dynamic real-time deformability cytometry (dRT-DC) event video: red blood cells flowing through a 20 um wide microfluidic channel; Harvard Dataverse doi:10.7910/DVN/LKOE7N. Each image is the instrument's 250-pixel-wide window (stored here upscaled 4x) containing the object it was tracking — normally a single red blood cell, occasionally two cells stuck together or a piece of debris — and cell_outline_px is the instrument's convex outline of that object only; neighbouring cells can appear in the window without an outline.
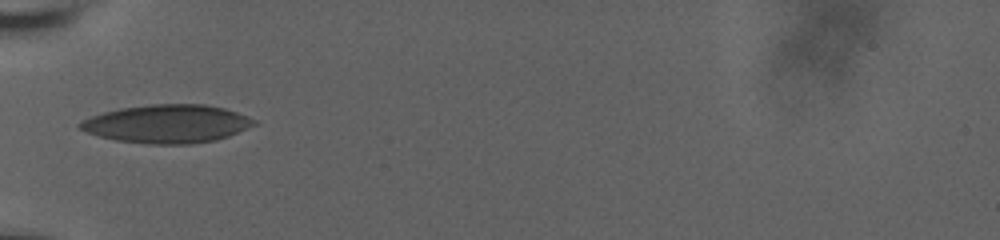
{"species": "human", "species_latin": "Homo sapiens", "temperature_condition": "room temperature", "stored_images_in_passage": 37, "camera_frame_rate_fps": 3000, "um_per_image_px": 0.085, "donor": {"sex": "male"}, "frame": {"image": 1, "passage_image": 1, "time_ms": 0.0, "image_size_px": [1000, 240], "cell_outline_px": [[256, 124], [228, 136], [216, 140], [192, 144], [148, 144], [116, 140], [100, 136], [88, 132], [80, 128], [76, 124], [80, 120], [104, 112], [120, 108], [148, 104], [204, 104], [224, 108], [248, 116], [256, 120]], "centroid_in_image_um": [14.2, 10.52], "position_along_channel_um": 70.8, "area_um2": 38.78}}
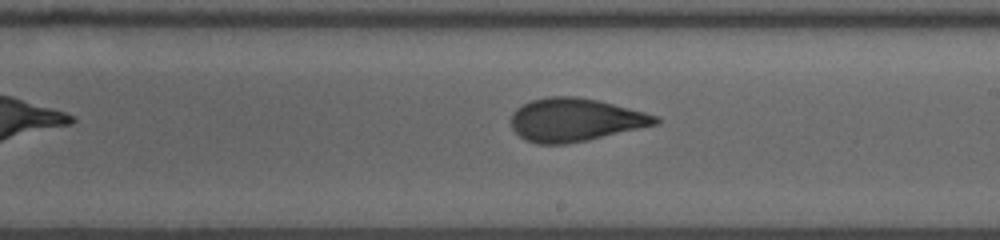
{"frame": {"image": 2, "passage_image": 15, "time_ms": 4.667, "image_size_px": [1000, 240], "cell_outline_px": [[660, 124], [588, 140], [564, 144], [536, 144], [524, 140], [512, 128], [512, 112], [516, 108], [532, 100], [548, 96], [576, 96], [596, 100], [660, 116]], "centroid_in_image_um": [48.9, 10.19], "position_along_channel_um": 240.1, "area_um2": 36.3}}
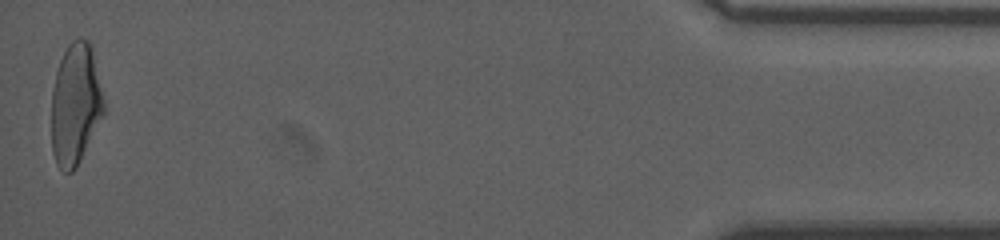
{"frame": {"image": 3, "passage_image": 37, "time_ms": 12.0, "image_size_px": [1000, 240], "cell_outline_px": [[104, 112], [76, 168], [72, 172], [64, 172], [56, 164], [52, 152], [52, 92], [56, 72], [60, 60], [68, 44], [72, 40], [88, 40], [92, 44], [104, 100]], "centroid_in_image_um": [6.41, 8.85], "position_along_channel_um": 428.8, "area_um2": 36.88}, "authors_computed_cell_mechanics": {"area_um2": 36.3562, "velocity_mm_per_s": 3.6732, "shape_relaxation_time_tau1_ms": 7.4497, "shape_relaxation_time_tau2_ms": 1.5646, "deformation_change_tau1": 0.1769, "deformation_change_tau2": 0.08}}